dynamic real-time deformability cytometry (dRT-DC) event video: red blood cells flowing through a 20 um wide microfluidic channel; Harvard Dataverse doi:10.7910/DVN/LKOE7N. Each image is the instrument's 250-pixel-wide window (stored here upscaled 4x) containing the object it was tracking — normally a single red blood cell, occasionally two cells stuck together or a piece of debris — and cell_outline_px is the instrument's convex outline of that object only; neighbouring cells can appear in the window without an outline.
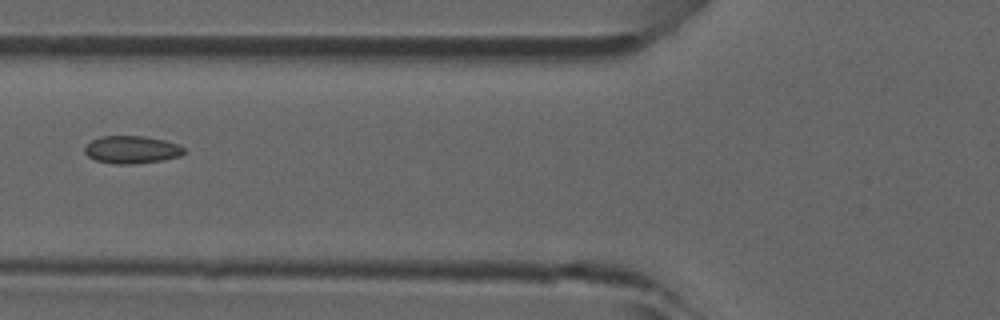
{"species": "common noctule bat (a hibernating species)", "species_latin": "Nyctalus noctula", "temperature_condition": "room temperature", "stored_images_in_passage": 41, "camera_frame_rate_fps": 3000, "um_per_image_px": 0.085, "animal": {"sex": "male", "forearm_length_mm": 52.5}, "frame": {"image": 1, "passage_image": 12, "time_ms": 3.667, "image_size_px": [1000, 320], "cell_outline_px": [[184, 152], [180, 156], [164, 160], [132, 164], [112, 164], [96, 160], [88, 156], [84, 152], [84, 148], [92, 140], [100, 136], [144, 136], [164, 140], [180, 144], [184, 148]], "centroid_in_image_um": [11.2, 12.72], "position_along_channel_um": 114.6, "area_um2": 16.07}}